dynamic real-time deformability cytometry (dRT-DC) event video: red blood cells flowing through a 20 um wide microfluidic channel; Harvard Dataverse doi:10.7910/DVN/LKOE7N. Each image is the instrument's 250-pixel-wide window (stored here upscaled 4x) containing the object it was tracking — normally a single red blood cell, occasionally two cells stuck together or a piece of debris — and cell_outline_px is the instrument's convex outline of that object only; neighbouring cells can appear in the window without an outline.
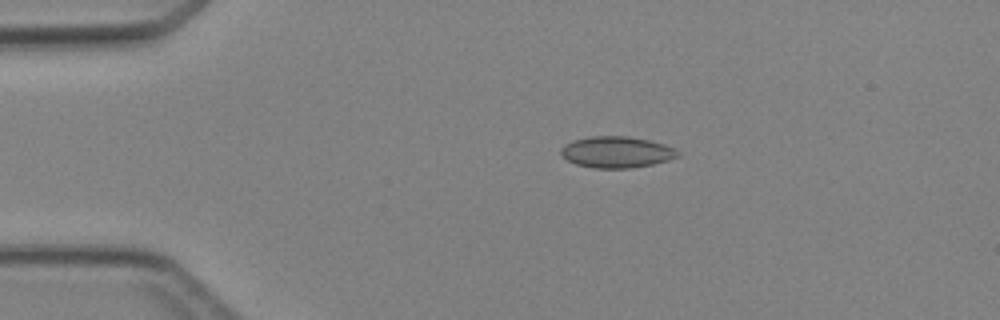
{"species": "Egyptian fruit bat (a non-hibernating species)", "species_latin": "Rousettus aegyptiacus", "temperature_condition": "cold", "stored_images_in_passage": 2, "camera_frame_rate_fps": 3000, "um_per_image_px": 0.085, "animal": {"sex": "female"}, "frame": {"image": 1, "passage_image": 1, "time_ms": 0.0, "image_size_px": [1000, 320], "cell_outline_px": [[680, 156], [668, 160], [652, 164], [628, 168], [596, 168], [576, 164], [568, 160], [560, 152], [560, 148], [564, 144], [572, 140], [592, 136], [628, 136], [648, 140], [664, 144], [676, 148], [680, 152]], "centroid_in_image_um": [52.42, 12.92], "position_along_channel_um": 32.6, "area_um2": 21.33}}